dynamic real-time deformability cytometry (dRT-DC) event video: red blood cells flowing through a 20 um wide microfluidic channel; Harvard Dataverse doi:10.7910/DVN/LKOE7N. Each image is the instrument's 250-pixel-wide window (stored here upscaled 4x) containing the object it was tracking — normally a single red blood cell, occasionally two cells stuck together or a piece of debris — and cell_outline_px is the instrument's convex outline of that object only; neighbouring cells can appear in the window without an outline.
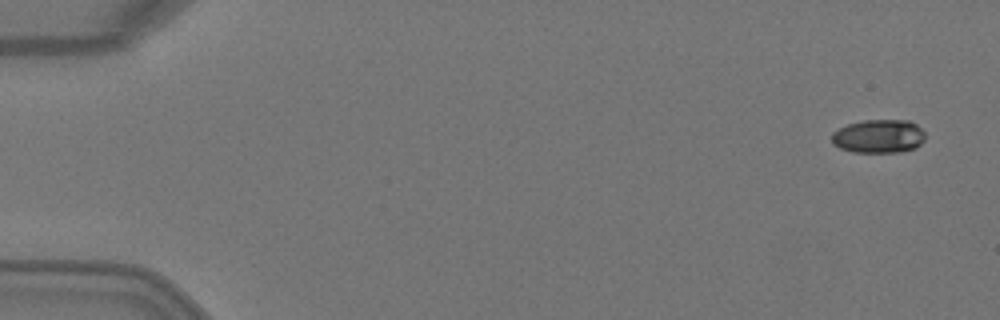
{"species": "Egyptian fruit bat (a non-hibernating species)", "species_latin": "Rousettus aegyptiacus", "temperature_condition": "warm", "stored_images_in_passage": 5, "camera_frame_rate_fps": 3000, "um_per_image_px": 0.085, "animal": {"sex": "female"}, "frame": {"image": 1, "passage_image": 5, "time_ms": 1.333, "image_size_px": [1000, 320], "cell_outline_px": [[924, 140], [916, 148], [900, 152], [852, 152], [840, 148], [832, 144], [832, 132], [848, 124], [864, 120], [908, 120], [916, 124], [924, 132]], "centroid_in_image_um": [74.68, 11.59], "position_along_channel_um": 10.3, "area_um2": 18.32}}